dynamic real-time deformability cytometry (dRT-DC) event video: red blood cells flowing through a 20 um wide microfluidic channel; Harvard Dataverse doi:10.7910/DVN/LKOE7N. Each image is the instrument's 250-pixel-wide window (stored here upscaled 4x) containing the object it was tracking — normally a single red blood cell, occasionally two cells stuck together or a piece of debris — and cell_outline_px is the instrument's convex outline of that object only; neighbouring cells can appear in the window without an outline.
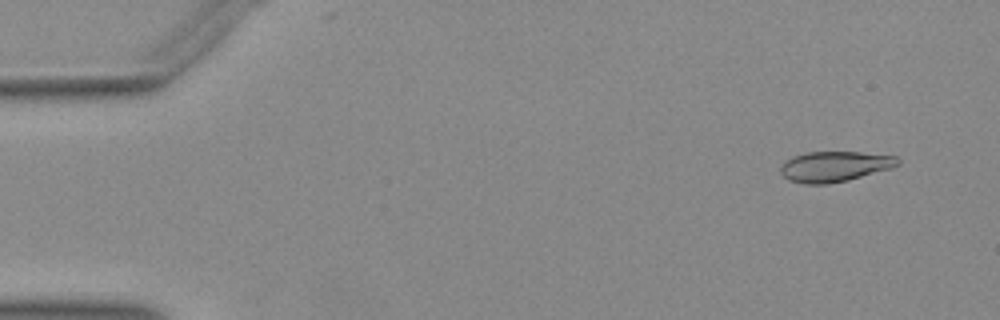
{"species": "Egyptian fruit bat (a non-hibernating species)", "species_latin": "Rousettus aegyptiacus", "temperature_condition": "warm", "stored_images_in_passage": 52, "camera_frame_rate_fps": 3000, "um_per_image_px": 0.085, "animal": {"sex": "female"}, "frame": {"image": 1, "passage_image": 4, "time_ms": 1.0, "image_size_px": [1000, 320], "cell_outline_px": [[900, 164], [892, 168], [848, 180], [828, 184], [804, 184], [788, 180], [780, 172], [780, 168], [792, 156], [808, 152], [860, 152], [896, 156], [900, 160]], "centroid_in_image_um": [70.96, 14.15], "position_along_channel_um": 14.0, "area_um2": 20.75}}
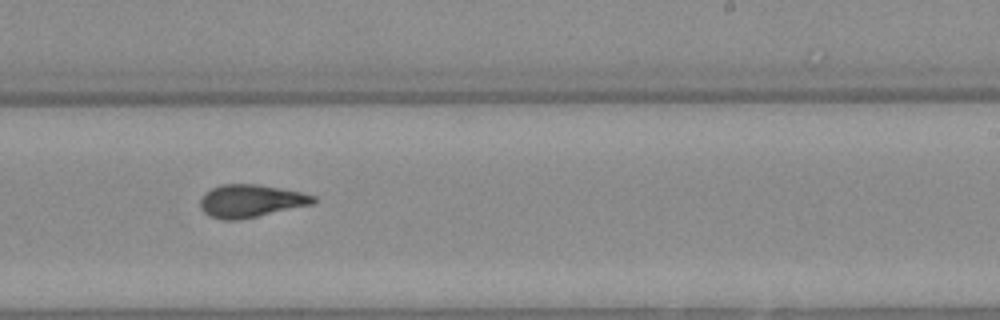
{"frame": {"image": 2, "passage_image": 32, "time_ms": 10.333, "image_size_px": [1000, 320], "cell_outline_px": [[316, 204], [236, 220], [224, 220], [208, 216], [200, 208], [200, 200], [212, 188], [220, 184], [256, 184], [300, 192], [316, 196]], "centroid_in_image_um": [21.33, 17.08], "position_along_channel_um": 267.7, "area_um2": 21.44}}
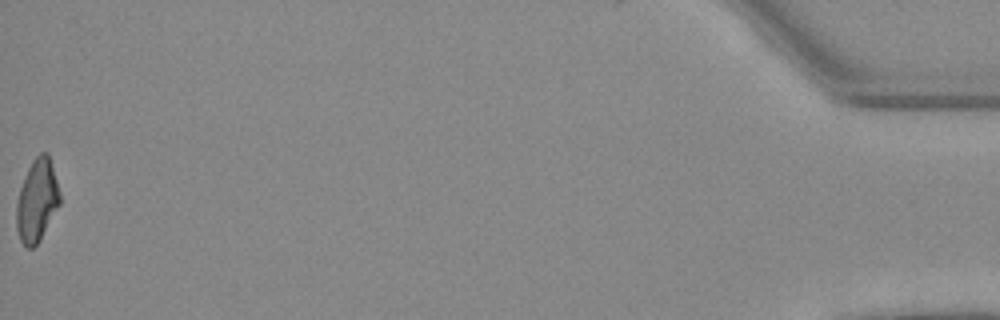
{"frame": {"image": 3, "passage_image": 52, "time_ms": 17.0, "image_size_px": [1000, 320], "cell_outline_px": [[60, 204], [40, 240], [32, 248], [28, 248], [20, 240], [16, 228], [16, 204], [20, 188], [28, 168], [32, 160], [40, 152], [48, 152], [60, 192]], "centroid_in_image_um": [3.14, 17.03], "position_along_channel_um": 432.1, "area_um2": 20.81}}